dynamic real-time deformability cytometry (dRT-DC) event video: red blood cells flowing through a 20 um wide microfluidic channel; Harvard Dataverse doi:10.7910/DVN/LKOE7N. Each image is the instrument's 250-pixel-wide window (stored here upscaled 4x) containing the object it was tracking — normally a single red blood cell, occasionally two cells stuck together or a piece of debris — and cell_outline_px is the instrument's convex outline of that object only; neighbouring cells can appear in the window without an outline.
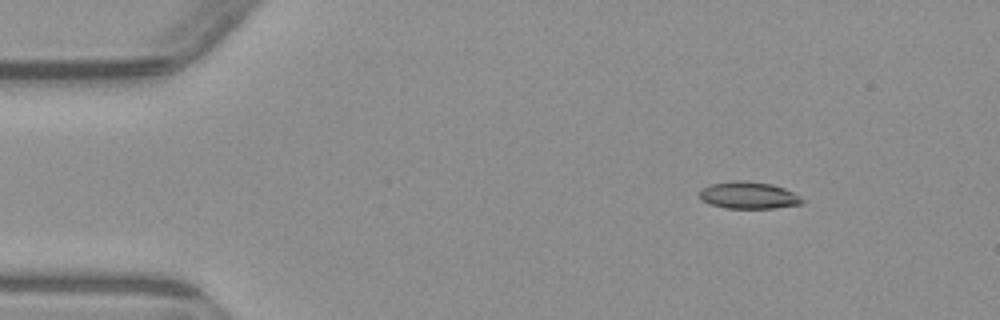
{"species": "common noctule bat (a hibernating species)", "species_latin": "Nyctalus noctula", "temperature_condition": "warm", "stored_images_in_passage": 3, "camera_frame_rate_fps": 3000, "um_per_image_px": 0.085, "animal": {"sex": "male", "body_mass_g": 23.1, "forearm_length_mm": 52.7}, "frame": {"image": 1, "passage_image": 1, "time_ms": 0.0, "image_size_px": [1000, 320], "cell_outline_px": [[804, 204], [776, 208], [724, 208], [700, 200], [700, 192], [704, 188], [712, 184], [732, 180], [740, 180], [772, 184], [784, 188], [800, 196], [804, 200]], "centroid_in_image_um": [63.67, 16.61], "position_along_channel_um": 21.3, "area_um2": 16.13}}